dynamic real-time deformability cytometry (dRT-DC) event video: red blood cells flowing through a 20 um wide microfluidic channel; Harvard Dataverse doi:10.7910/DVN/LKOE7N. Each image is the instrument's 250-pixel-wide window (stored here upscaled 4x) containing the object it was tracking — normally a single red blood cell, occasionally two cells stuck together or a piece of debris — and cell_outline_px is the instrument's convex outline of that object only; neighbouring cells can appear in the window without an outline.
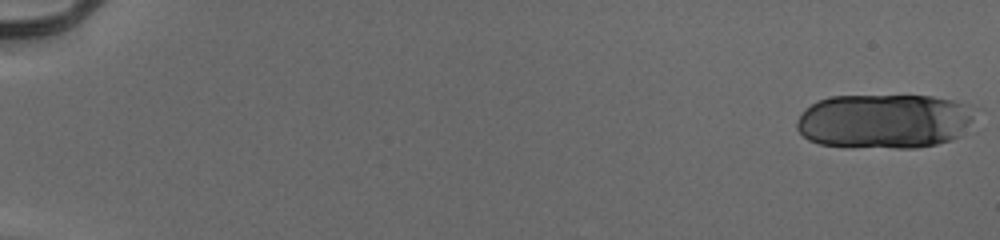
{"species": "human", "species_latin": "Homo sapiens", "temperature_condition": "cold", "stored_images_in_passage": 23, "camera_frame_rate_fps": 3000, "um_per_image_px": 0.085, "donor": {"sex": "male"}, "frame": {"image": 1, "passage_image": 1, "time_ms": 0.0, "image_size_px": [1000, 240], "cell_outline_px": [[980, 108], [976, 132], [952, 140], [936, 144], [916, 148], [896, 148], [820, 144], [808, 140], [796, 128], [796, 120], [812, 104], [828, 96], [932, 96], [956, 100]], "centroid_in_image_um": [75.42, 10.29], "position_along_channel_um": 9.6, "area_um2": 58.38}}
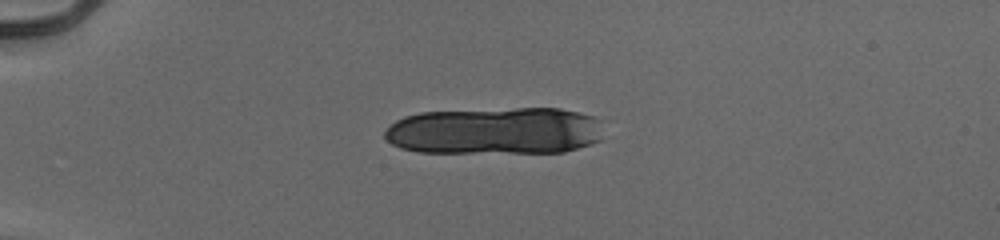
{"frame": {"image": 2, "passage_image": 15, "time_ms": 4.667, "image_size_px": [1000, 240], "cell_outline_px": [[600, 140], [564, 152], [416, 152], [400, 148], [392, 144], [384, 136], [384, 132], [396, 120], [404, 116], [420, 112], [516, 108], [560, 108], [592, 116], [600, 120]], "centroid_in_image_um": [42.04, 11.12], "position_along_channel_um": 43.0, "area_um2": 60.11}}